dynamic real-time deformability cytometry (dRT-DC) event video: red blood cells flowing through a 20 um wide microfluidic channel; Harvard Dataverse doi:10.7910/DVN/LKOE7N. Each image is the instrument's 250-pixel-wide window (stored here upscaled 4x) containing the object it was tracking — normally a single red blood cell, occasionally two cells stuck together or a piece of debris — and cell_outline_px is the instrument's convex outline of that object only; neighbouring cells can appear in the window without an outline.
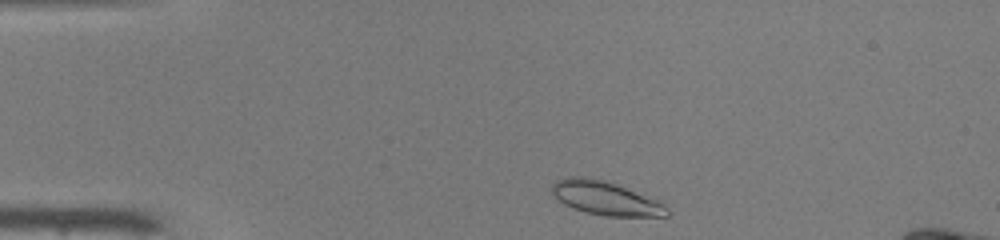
{"species": "common noctule bat (a hibernating species)", "species_latin": "Nyctalus noctula", "temperature_condition": "warm", "stored_images_in_passage": 43, "segment_of_instrument_passage": [1, 2], "camera_frame_rate_fps": 3000, "um_per_image_px": 0.085, "animal": {"sex": "male", "body_mass_g": 19.0, "forearm_length_mm": 50.8}, "frame": {"image": 1, "passage_image": 2, "time_ms": 0.333, "image_size_px": [1000, 240], "cell_outline_px": [[668, 216], [608, 216], [584, 212], [572, 208], [564, 204], [552, 192], [552, 184], [556, 180], [568, 176], [584, 176], [604, 180], [616, 184], [664, 204], [668, 208]], "centroid_in_image_um": [51.42, 16.84], "position_along_channel_um": 33.6, "area_um2": 22.25}}
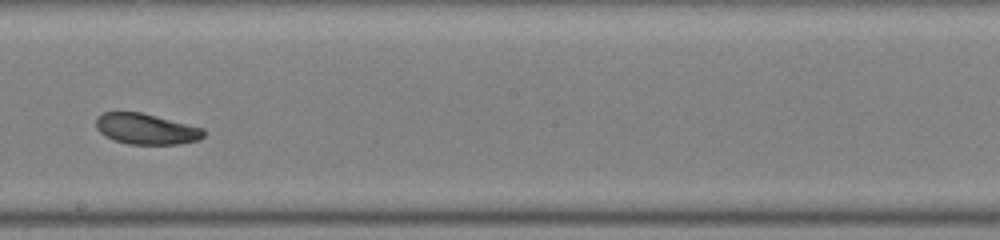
{"frame": {"image": 2, "passage_image": 21, "time_ms": 6.667, "image_size_px": [1000, 240], "cell_outline_px": [[204, 136], [200, 140], [180, 144], [128, 144], [112, 140], [104, 136], [96, 128], [96, 116], [104, 112], [140, 112], [204, 128]], "centroid_in_image_um": [12.4, 10.97], "position_along_channel_um": 235.8, "area_um2": 19.42}}
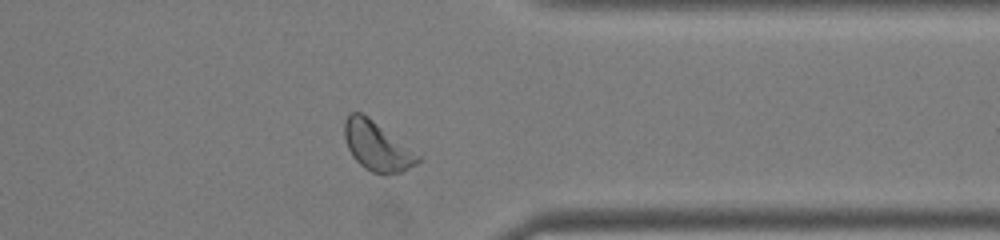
{"frame": {"image": 3, "passage_image": 32, "time_ms": 10.333, "image_size_px": [1000, 240], "cell_outline_px": [[424, 156], [416, 164], [400, 172], [384, 176], [372, 172], [364, 168], [352, 156], [348, 148], [344, 136], [344, 120], [348, 112], [360, 112], [368, 116]], "centroid_in_image_um": [32.07, 12.42], "position_along_channel_um": 379.3, "area_um2": 21.56}}